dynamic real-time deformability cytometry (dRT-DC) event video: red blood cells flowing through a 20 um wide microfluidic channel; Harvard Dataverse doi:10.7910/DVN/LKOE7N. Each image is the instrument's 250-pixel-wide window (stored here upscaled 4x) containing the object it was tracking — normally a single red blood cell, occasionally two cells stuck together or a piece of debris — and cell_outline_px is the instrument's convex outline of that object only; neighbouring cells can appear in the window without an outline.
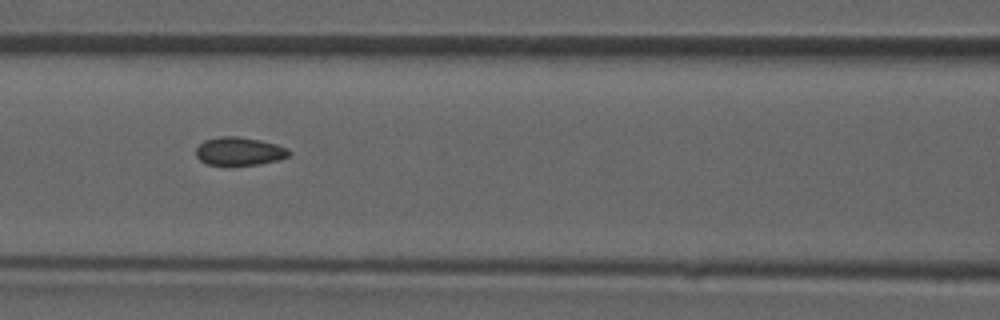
{"species": "common noctule bat (a hibernating species)", "species_latin": "Nyctalus noctula", "temperature_condition": "room temperature", "stored_images_in_passage": 18, "camera_frame_rate_fps": 3000, "um_per_image_px": 0.085, "animal": {"sex": "male", "forearm_length_mm": 52.5}, "frame": {"image": 1, "passage_image": 13, "time_ms": 4.0, "image_size_px": [1000, 320], "cell_outline_px": [[292, 152], [288, 156], [280, 160], [260, 164], [208, 164], [200, 160], [196, 156], [196, 148], [204, 140], [220, 136], [236, 136], [260, 140], [276, 144], [288, 148]], "centroid_in_image_um": [20.37, 12.84], "position_along_channel_um": 146.2, "area_um2": 15.2}}